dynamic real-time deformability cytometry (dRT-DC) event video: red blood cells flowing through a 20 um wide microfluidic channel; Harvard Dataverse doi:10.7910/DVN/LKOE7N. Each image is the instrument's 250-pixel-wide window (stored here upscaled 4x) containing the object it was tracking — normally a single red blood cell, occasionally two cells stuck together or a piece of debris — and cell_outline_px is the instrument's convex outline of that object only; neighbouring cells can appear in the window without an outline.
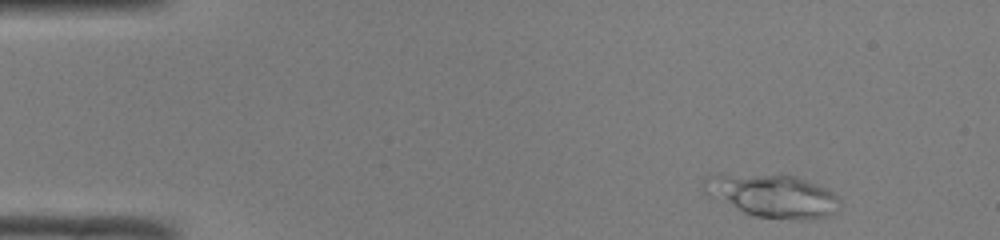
{"species": "common noctule bat (a hibernating species)", "species_latin": "Nyctalus noctula", "temperature_condition": "room temperature", "stored_images_in_passage": 2, "camera_frame_rate_fps": 3000, "um_per_image_px": 0.085, "animal": {"sex": "male", "body_mass_g": 19.0, "forearm_length_mm": 50.8}, "frame": {"image": 1, "passage_image": 2, "time_ms": 0.333, "image_size_px": [1000, 240], "cell_outline_px": [[840, 200], [836, 212], [824, 216], [756, 216], [744, 212], [708, 196], [704, 192], [704, 180], [708, 176], [792, 176], [804, 180], [824, 188], [832, 192]], "centroid_in_image_um": [65.62, 16.63], "position_along_channel_um": 19.4, "area_um2": 31.56}}